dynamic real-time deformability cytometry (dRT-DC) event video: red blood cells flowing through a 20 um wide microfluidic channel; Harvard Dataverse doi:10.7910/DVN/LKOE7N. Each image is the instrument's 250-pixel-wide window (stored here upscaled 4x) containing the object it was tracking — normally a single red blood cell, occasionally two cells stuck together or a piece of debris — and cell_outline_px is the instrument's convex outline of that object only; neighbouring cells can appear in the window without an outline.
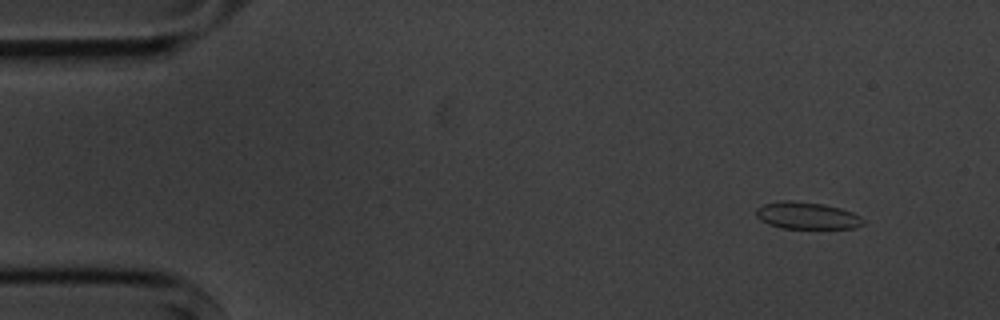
{"species": "common noctule bat (a hibernating species)", "species_latin": "Nyctalus noctula", "temperature_condition": "cold", "stored_images_in_passage": 14, "camera_frame_rate_fps": 3000, "um_per_image_px": 0.085, "animal": {"sex": "male", "body_mass_g": 20.1, "forearm_length_mm": 53.5}, "frame": {"image": 1, "passage_image": 1, "time_ms": 0.0, "image_size_px": [1000, 320], "cell_outline_px": [[864, 224], [856, 228], [780, 228], [768, 224], [760, 220], [756, 216], [756, 208], [764, 204], [784, 200], [792, 200], [824, 204], [840, 208], [852, 212], [860, 216], [864, 220]], "centroid_in_image_um": [68.59, 18.32], "position_along_channel_um": 16.4, "area_um2": 16.94}}
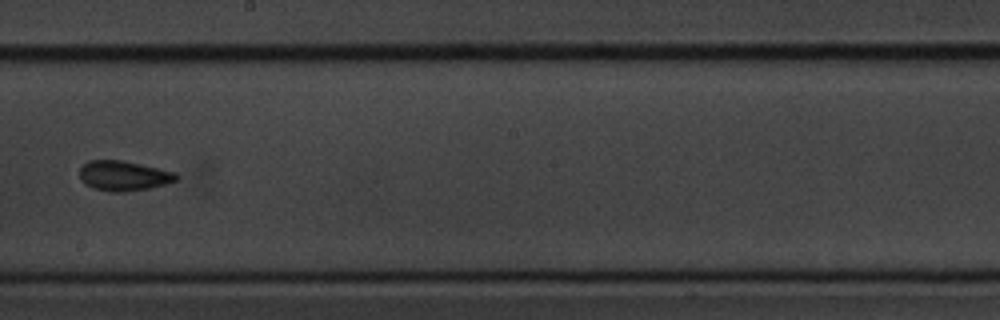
{"frame": {"image": 2, "passage_image": 8, "time_ms": 8.667, "image_size_px": [1000, 320], "cell_outline_px": [[180, 176], [176, 180], [164, 184], [148, 188], [124, 192], [112, 192], [92, 188], [84, 184], [80, 180], [80, 168], [88, 160], [120, 160], [140, 164], [176, 172]], "centroid_in_image_um": [10.48, 14.94], "position_along_channel_um": 237.7, "area_um2": 16.88}}
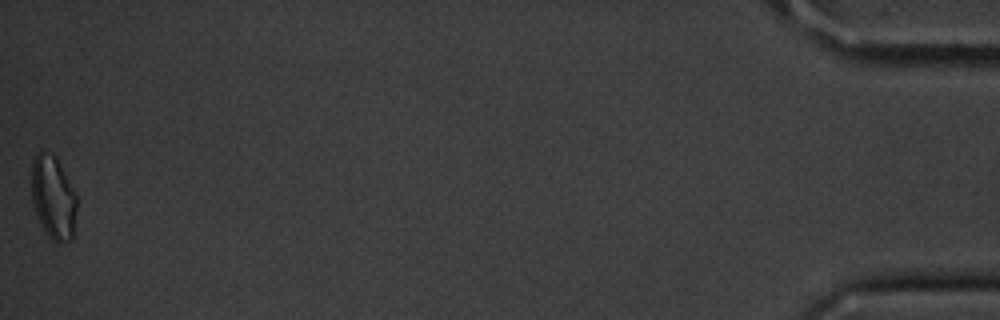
{"frame": {"image": 3, "passage_image": 14, "time_ms": 16.667, "image_size_px": [1000, 320], "cell_outline_px": [[76, 208], [72, 240], [60, 244], [56, 244], [48, 236], [32, 204], [32, 160], [36, 152], [44, 152], [56, 156], [76, 196]], "centroid_in_image_um": [4.52, 16.81], "position_along_channel_um": 430.7, "area_um2": 21.73}, "authors_computed_cell_mechanics": {"area_um2": 16.6753, "velocity_mm_per_s": 3.6174, "shape_relaxation_time_tau1_ms": 6.4085, "shape_relaxation_time_tau2_ms": 1.1407, "deformation_change_tau1": 0.0784, "deformation_change_tau2": 0.0358}}